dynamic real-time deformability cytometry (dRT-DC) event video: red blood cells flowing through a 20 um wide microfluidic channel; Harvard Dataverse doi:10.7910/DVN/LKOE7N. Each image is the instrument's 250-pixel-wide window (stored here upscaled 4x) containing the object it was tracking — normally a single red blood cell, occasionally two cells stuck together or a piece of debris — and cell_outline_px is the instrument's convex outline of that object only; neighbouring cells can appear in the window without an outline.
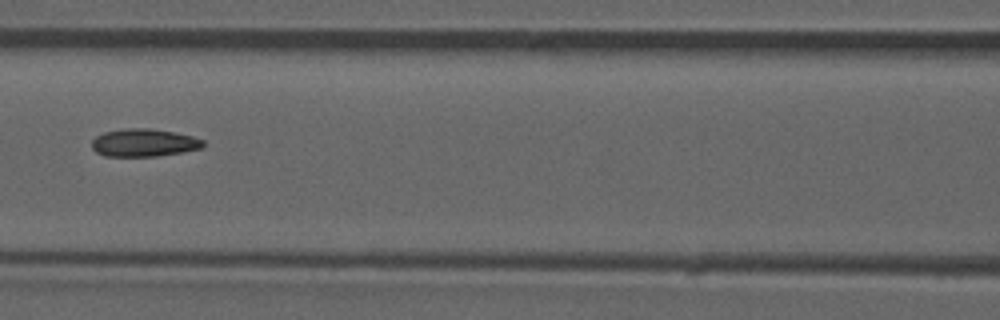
{"species": "common noctule bat (a hibernating species)", "species_latin": "Nyctalus noctula", "temperature_condition": "room temperature", "stored_images_in_passage": 52, "camera_frame_rate_fps": 3000, "um_per_image_px": 0.085, "animal": {"sex": "male", "forearm_length_mm": 52.5}, "frame": {"image": 1, "passage_image": 23, "time_ms": 7.333, "image_size_px": [1000, 320], "cell_outline_px": [[204, 144], [200, 148], [180, 152], [156, 156], [104, 156], [96, 152], [92, 148], [92, 140], [96, 136], [104, 132], [124, 128], [148, 128], [172, 132], [192, 136], [204, 140]], "centroid_in_image_um": [12.19, 12.13], "position_along_channel_um": 154.4, "area_um2": 17.86}, "authors_computed_cell_mechanics": {"area_um2": 18.0047, "velocity_mm_per_s": 3.9631, "shape_relaxation_time_tau1_ms": null, "shape_relaxation_time_tau2_ms": 4.8289, "deformation_change_tau1": null, "deformation_change_tau2": 0.1242}}